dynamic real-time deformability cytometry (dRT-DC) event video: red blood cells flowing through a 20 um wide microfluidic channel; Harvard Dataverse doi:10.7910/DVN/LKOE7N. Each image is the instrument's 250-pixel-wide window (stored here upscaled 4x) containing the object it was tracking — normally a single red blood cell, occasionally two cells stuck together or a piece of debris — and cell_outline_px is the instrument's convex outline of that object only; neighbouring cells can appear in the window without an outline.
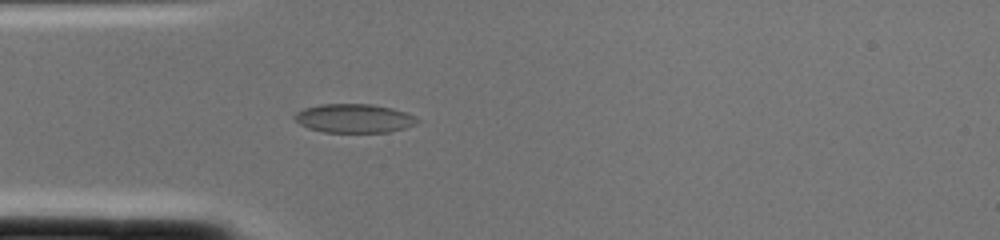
{"species": "common noctule bat (a hibernating species)", "species_latin": "Nyctalus noctula", "temperature_condition": "cold", "stored_images_in_passage": 2, "camera_frame_rate_fps": 3000, "um_per_image_px": 0.085, "animal": {"sex": "female", "body_mass_g": 22.0, "forearm_length_mm": 56.7}, "frame": {"image": 1, "passage_image": 2, "time_ms": 0.333, "image_size_px": [1000, 240], "cell_outline_px": [[424, 120], [416, 124], [404, 128], [388, 132], [324, 132], [308, 128], [300, 124], [292, 116], [296, 112], [304, 108], [320, 104], [372, 104], [392, 108], [416, 116]], "centroid_in_image_um": [30.12, 10.06], "position_along_channel_um": 54.9, "area_um2": 20.75}}